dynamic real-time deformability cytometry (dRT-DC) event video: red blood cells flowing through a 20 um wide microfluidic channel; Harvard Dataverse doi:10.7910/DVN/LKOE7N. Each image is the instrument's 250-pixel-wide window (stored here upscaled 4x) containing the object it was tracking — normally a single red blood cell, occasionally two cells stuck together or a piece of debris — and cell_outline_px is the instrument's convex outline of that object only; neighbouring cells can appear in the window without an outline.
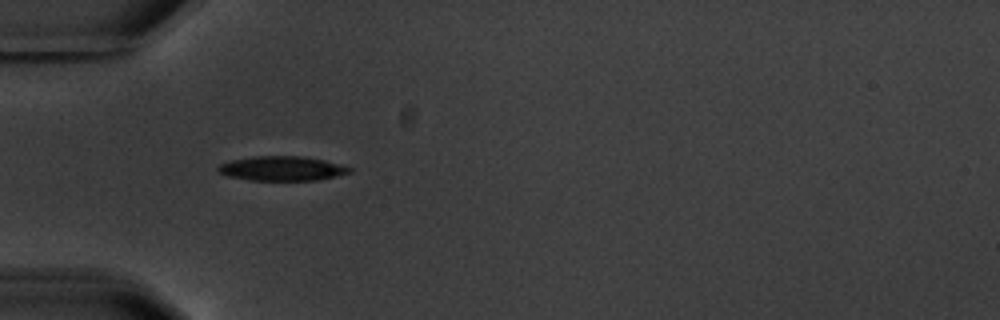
{"species": "common noctule bat (a hibernating species)", "species_latin": "Nyctalus noctula", "temperature_condition": "warm", "stored_images_in_passage": 4, "camera_frame_rate_fps": 3000, "um_per_image_px": 0.085, "animal": {"sex": "male", "body_mass_g": 20.1, "forearm_length_mm": 53.5}, "frame": {"image": 1, "passage_image": 3, "time_ms": 2.667, "image_size_px": [1000, 320], "cell_outline_px": [[352, 172], [336, 176], [316, 180], [252, 180], [228, 176], [220, 172], [216, 168], [220, 164], [232, 160], [252, 156], [304, 156], [324, 160], [340, 164], [352, 168]], "centroid_in_image_um": [23.99, 14.31], "position_along_channel_um": 61.0, "area_um2": 18.67}}
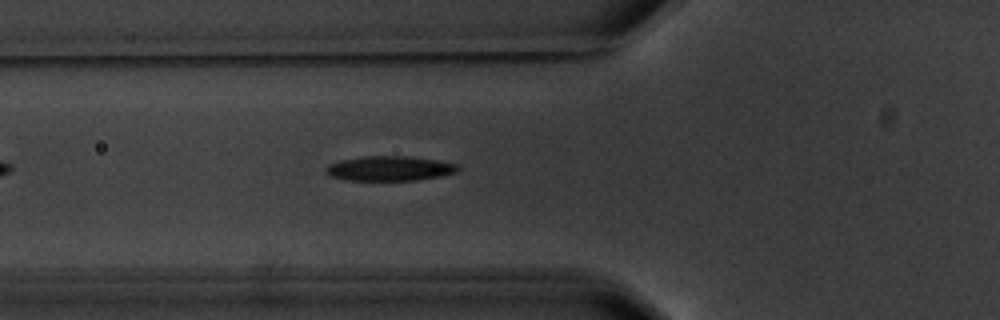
{"frame": {"image": 2, "passage_image": 4, "time_ms": 3.667, "image_size_px": [1000, 320], "cell_outline_px": [[460, 168], [456, 172], [440, 176], [416, 180], [348, 180], [332, 176], [324, 172], [324, 168], [328, 164], [340, 160], [364, 156], [408, 156], [436, 160], [460, 164]], "centroid_in_image_um": [33.11, 14.31], "position_along_channel_um": 92.7, "area_um2": 19.07}}